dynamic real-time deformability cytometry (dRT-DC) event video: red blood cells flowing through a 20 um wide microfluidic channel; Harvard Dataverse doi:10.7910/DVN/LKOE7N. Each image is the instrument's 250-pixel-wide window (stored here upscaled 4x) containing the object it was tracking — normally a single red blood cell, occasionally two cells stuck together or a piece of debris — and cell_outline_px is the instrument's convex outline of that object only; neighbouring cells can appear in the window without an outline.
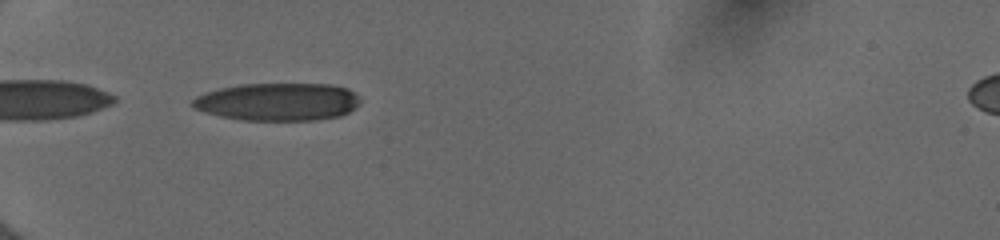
{"species": "human", "species_latin": "Homo sapiens", "temperature_condition": "cold", "stored_images_in_passage": 35, "camera_frame_rate_fps": 3000, "um_per_image_px": 0.085, "donor": {"sex": "female"}, "frame": {"image": 1, "passage_image": 1, "time_ms": 0.0, "image_size_px": [1000, 240], "cell_outline_px": [[360, 104], [356, 108], [340, 116], [316, 120], [244, 120], [220, 116], [196, 108], [192, 104], [192, 100], [196, 96], [204, 92], [220, 88], [240, 84], [332, 84], [348, 88], [356, 92], [360, 96]], "centroid_in_image_um": [23.68, 8.64], "position_along_channel_um": 61.3, "area_um2": 37.05}}
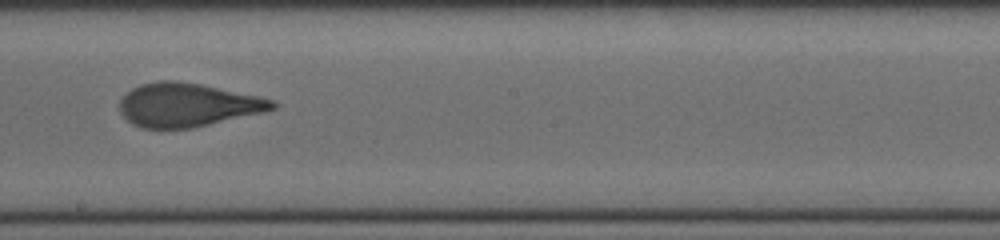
{"frame": {"image": 2, "passage_image": 15, "time_ms": 4.667, "image_size_px": [1000, 240], "cell_outline_px": [[276, 108], [264, 112], [208, 124], [188, 128], [140, 128], [132, 124], [120, 112], [120, 100], [132, 88], [140, 84], [160, 80], [176, 80], [200, 84], [260, 96], [276, 100]], "centroid_in_image_um": [15.94, 8.91], "position_along_channel_um": 232.3, "area_um2": 38.61}}
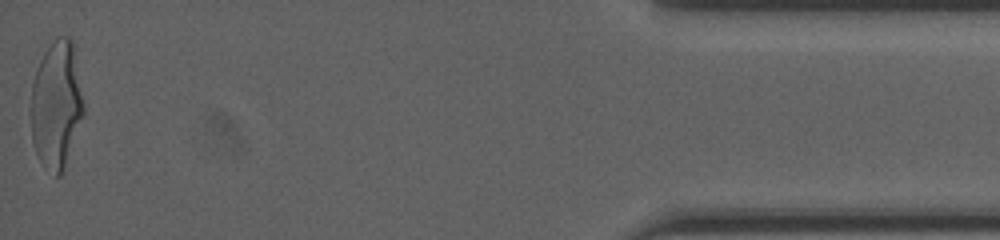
{"frame": {"image": 3, "passage_image": 35, "time_ms": 11.333, "image_size_px": [1000, 240], "cell_outline_px": [[84, 112], [60, 176], [56, 176], [40, 160], [32, 144], [28, 108], [32, 84], [36, 68], [44, 52], [56, 36], [68, 36], [72, 40], [84, 104]], "centroid_in_image_um": [4.74, 8.86], "position_along_channel_um": 430.5, "area_um2": 39.19}, "authors_computed_cell_mechanics": {"area_um2": 38.6104, "velocity_mm_per_s": 4.0144, "shape_relaxation_time_tau1_ms": 8.9454, "shape_relaxation_time_tau2_ms": 0.6833, "deformation_change_tau1": 0.2938, "deformation_change_tau2": 0.0725}}